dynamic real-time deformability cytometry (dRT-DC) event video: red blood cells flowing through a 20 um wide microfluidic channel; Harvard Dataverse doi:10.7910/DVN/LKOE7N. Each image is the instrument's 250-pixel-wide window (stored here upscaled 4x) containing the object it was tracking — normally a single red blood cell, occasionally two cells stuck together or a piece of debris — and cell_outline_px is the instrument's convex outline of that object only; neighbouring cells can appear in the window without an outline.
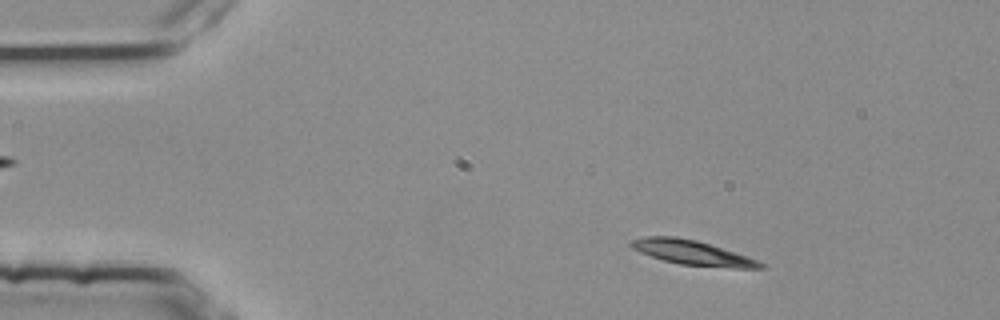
{"species": "common noctule bat (a hibernating species)", "species_latin": "Nyctalus noctula", "temperature_condition": "room temperature", "stored_images_in_passage": 2, "camera_frame_rate_fps": 3000, "um_per_image_px": 0.085, "animal": {"sex": "female", "body_mass_g": 25.1}, "frame": {"image": 1, "passage_image": 1, "time_ms": 0.0, "image_size_px": [1000, 320], "cell_outline_px": [[764, 268], [732, 268], [680, 264], [664, 260], [640, 252], [632, 248], [628, 244], [632, 240], [644, 236], [676, 236], [696, 240], [748, 256], [764, 264]], "centroid_in_image_um": [58.83, 21.47], "position_along_channel_um": 26.2, "area_um2": 18.32}}